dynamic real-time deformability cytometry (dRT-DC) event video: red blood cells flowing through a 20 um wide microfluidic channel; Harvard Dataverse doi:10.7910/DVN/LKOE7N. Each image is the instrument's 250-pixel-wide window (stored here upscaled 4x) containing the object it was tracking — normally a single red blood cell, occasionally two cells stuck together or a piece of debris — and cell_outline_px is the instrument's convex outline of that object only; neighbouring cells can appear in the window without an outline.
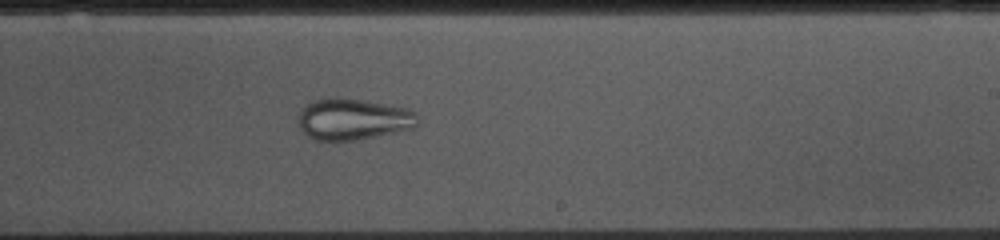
{"species": "common noctule bat (a hibernating species)", "species_latin": "Nyctalus noctula", "temperature_condition": "cold", "stored_images_in_passage": 53, "camera_frame_rate_fps": 3000, "um_per_image_px": 0.085, "animal": {"sex": "female", "body_mass_g": 10.0, "forearm_length_mm": 53.1}, "frame": {"image": 1, "passage_image": 31, "time_ms": 10.0, "image_size_px": [1000, 240], "cell_outline_px": [[420, 120], [416, 128], [356, 140], [316, 140], [308, 136], [300, 128], [300, 112], [304, 104], [328, 96], [336, 96], [364, 100], [408, 108], [416, 112]], "centroid_in_image_um": [30.06, 10.11], "position_along_channel_um": 258.9, "area_um2": 29.13}}
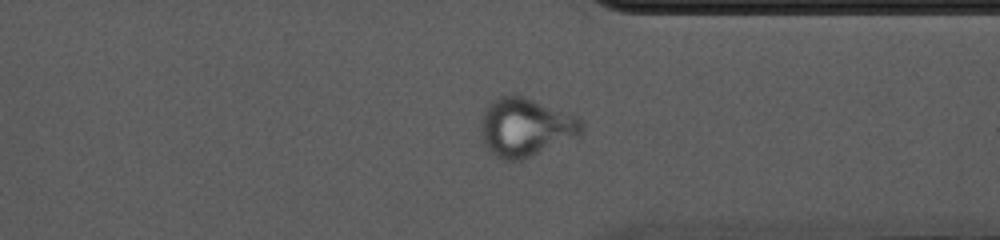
{"frame": {"image": 2, "passage_image": 40, "time_ms": 13.0, "image_size_px": [1000, 240], "cell_outline_px": [[584, 136], [532, 156], [520, 160], [504, 160], [488, 152], [480, 132], [480, 120], [484, 108], [492, 100], [500, 96], [520, 96], [580, 116], [584, 124]], "centroid_in_image_um": [44.72, 10.84], "position_along_channel_um": 366.7, "area_um2": 35.03}}
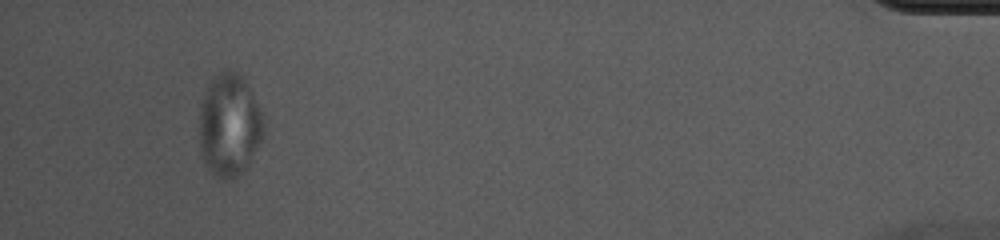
{"frame": {"image": 3, "passage_image": 50, "time_ms": 16.333, "image_size_px": [1000, 240], "cell_outline_px": [[264, 136], [244, 168], [232, 180], [228, 180], [212, 172], [208, 168], [204, 160], [200, 148], [200, 104], [212, 80], [220, 72], [236, 72], [248, 84], [256, 100], [264, 120]], "centroid_in_image_um": [19.51, 10.64], "position_along_channel_um": 415.7, "area_um2": 37.57}}